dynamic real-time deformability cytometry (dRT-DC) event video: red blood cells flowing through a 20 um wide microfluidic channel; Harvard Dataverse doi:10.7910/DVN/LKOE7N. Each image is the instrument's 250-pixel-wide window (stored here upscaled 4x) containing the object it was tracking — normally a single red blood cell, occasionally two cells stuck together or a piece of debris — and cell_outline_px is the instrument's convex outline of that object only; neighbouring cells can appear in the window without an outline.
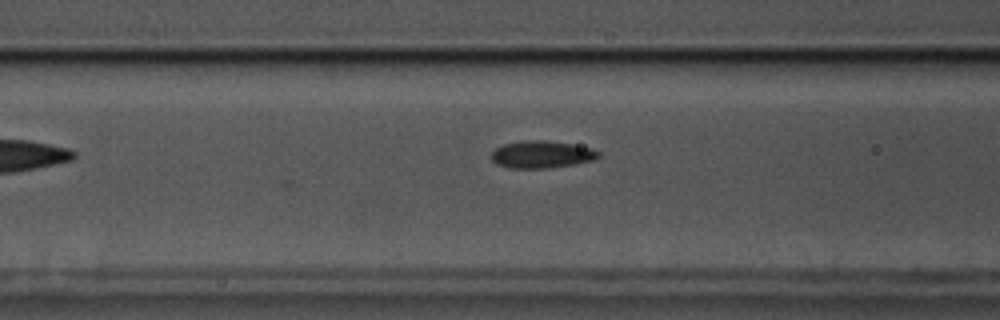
{"species": "common noctule bat (a hibernating species)", "species_latin": "Nyctalus noctula", "temperature_condition": "cold", "stored_images_in_passage": 18, "camera_frame_rate_fps": 3000, "um_per_image_px": 0.085, "animal": {"sex": "male", "body_mass_g": 17.5, "forearm_length_mm": 52.3}, "frame": {"image": 1, "passage_image": 7, "time_ms": 2.0, "image_size_px": [1000, 320], "cell_outline_px": [[600, 156], [596, 160], [548, 168], [508, 168], [496, 164], [492, 160], [492, 152], [496, 148], [504, 144], [524, 140], [544, 140], [572, 144], [592, 148], [600, 152]], "centroid_in_image_um": [46.05, 13.13], "position_along_channel_um": 120.5, "area_um2": 17.05}}
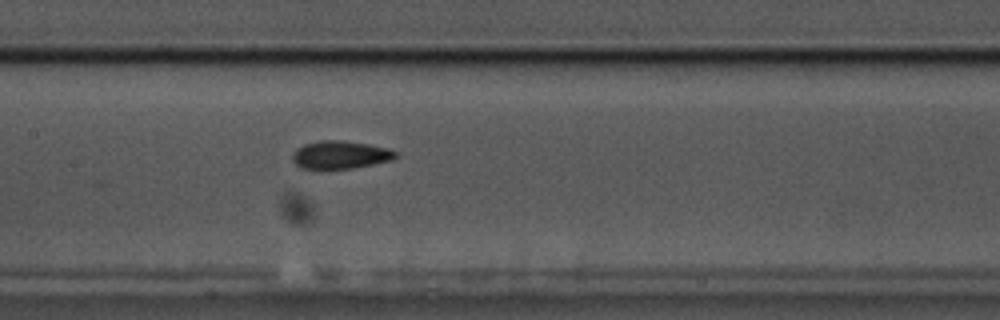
{"frame": {"image": 2, "passage_image": 12, "time_ms": 3.667, "image_size_px": [1000, 320], "cell_outline_px": [[400, 152], [392, 160], [352, 168], [300, 168], [292, 160], [292, 156], [304, 144], [320, 140], [340, 140], [368, 144], [388, 148]], "centroid_in_image_um": [28.97, 13.15], "position_along_channel_um": 178.4, "area_um2": 16.53}}
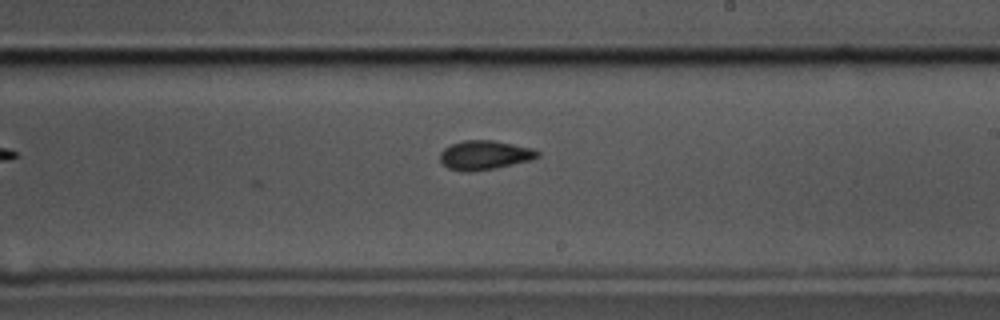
{"frame": {"image": 3, "passage_image": 18, "time_ms": 5.667, "image_size_px": [1000, 320], "cell_outline_px": [[540, 156], [532, 160], [492, 168], [468, 172], [460, 172], [448, 168], [440, 160], [440, 152], [444, 148], [452, 144], [464, 140], [492, 140], [532, 148], [540, 152]], "centroid_in_image_um": [41.18, 13.18], "position_along_channel_um": 247.8, "area_um2": 16.47}}